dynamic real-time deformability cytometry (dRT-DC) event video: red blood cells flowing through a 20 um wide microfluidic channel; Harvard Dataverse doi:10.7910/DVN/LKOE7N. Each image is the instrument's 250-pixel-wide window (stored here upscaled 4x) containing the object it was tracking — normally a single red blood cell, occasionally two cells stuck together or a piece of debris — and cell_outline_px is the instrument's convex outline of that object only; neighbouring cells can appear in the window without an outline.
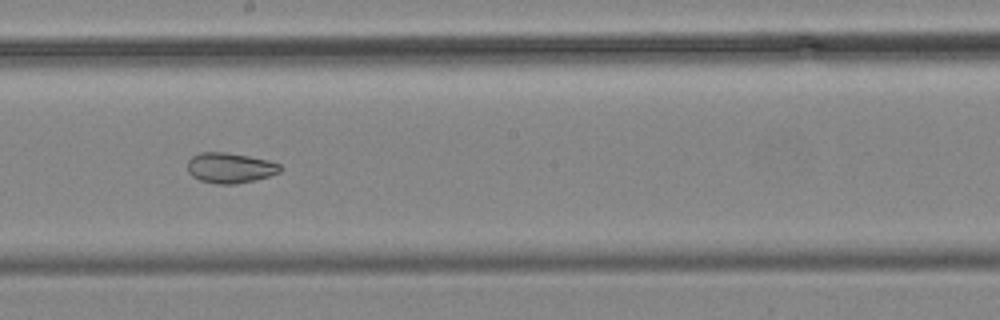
{"species": "common noctule bat (a hibernating species)", "species_latin": "Nyctalus noctula", "temperature_condition": "cold", "stored_images_in_passage": 15, "camera_frame_rate_fps": 3000, "um_per_image_px": 0.085, "animal": {"sex": "male", "body_mass_g": 19.2, "forearm_length_mm": 51.8}, "frame": {"image": 1, "passage_image": 15, "time_ms": 16.333, "image_size_px": [1000, 320], "cell_outline_px": [[280, 172], [268, 176], [236, 184], [216, 184], [200, 180], [192, 176], [188, 172], [188, 160], [192, 156], [200, 152], [224, 152], [248, 156], [268, 160], [280, 164]], "centroid_in_image_um": [19.52, 14.26], "position_along_channel_um": 228.7, "area_um2": 16.24}}